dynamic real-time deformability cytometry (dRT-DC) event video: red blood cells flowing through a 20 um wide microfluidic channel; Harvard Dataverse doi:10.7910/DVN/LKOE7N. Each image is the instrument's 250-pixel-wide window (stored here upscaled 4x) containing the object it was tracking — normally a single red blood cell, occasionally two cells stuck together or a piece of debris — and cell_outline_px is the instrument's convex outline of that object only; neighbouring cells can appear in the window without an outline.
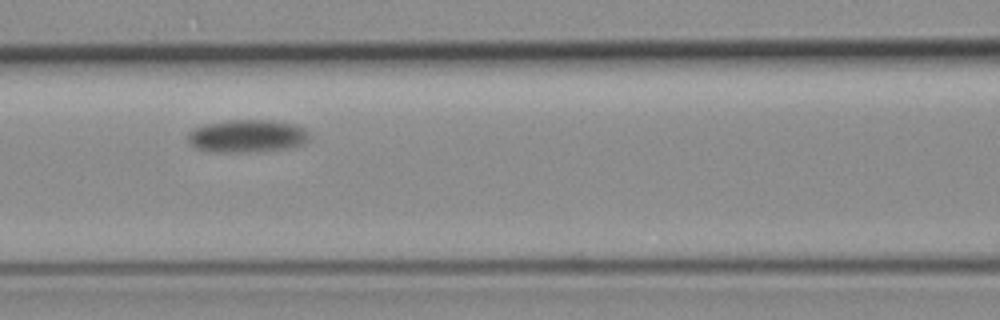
{"species": "common noctule bat (a hibernating species)", "species_latin": "Nyctalus noctula", "temperature_condition": "room temperature", "stored_images_in_passage": 10, "camera_frame_rate_fps": 3000, "um_per_image_px": 0.085, "animal": {"sex": "female", "body_mass_g": 19.3, "forearm_length_mm": 54.1}, "frame": {"image": 1, "passage_image": 4, "time_ms": 3.333, "image_size_px": [1000, 320], "cell_outline_px": [[308, 140], [300, 144], [284, 148], [256, 152], [208, 152], [192, 148], [188, 144], [188, 132], [192, 128], [204, 124], [228, 120], [272, 120], [296, 124], [304, 128], [308, 132]], "centroid_in_image_um": [20.91, 11.56], "position_along_channel_um": 145.7, "area_um2": 23.52}}
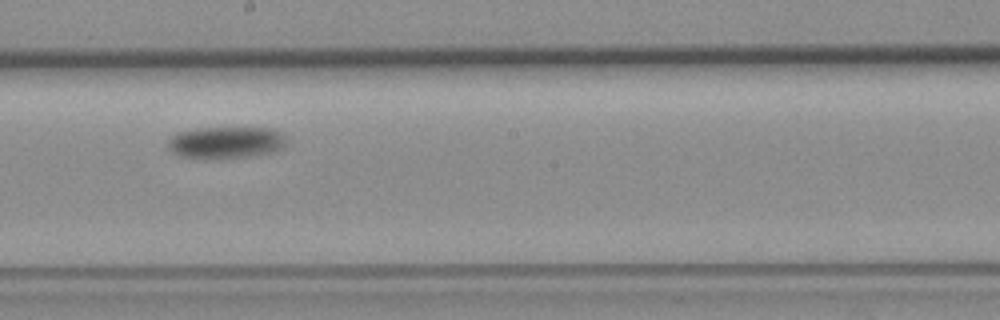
{"frame": {"image": 2, "passage_image": 6, "time_ms": 5.667, "image_size_px": [1000, 320], "cell_outline_px": [[288, 140], [284, 148], [276, 152], [252, 156], [224, 160], [204, 160], [180, 156], [172, 152], [168, 144], [168, 140], [176, 132], [200, 128], [272, 128], [280, 132]], "centroid_in_image_um": [19.23, 12.15], "position_along_channel_um": 229.0, "area_um2": 22.83}}
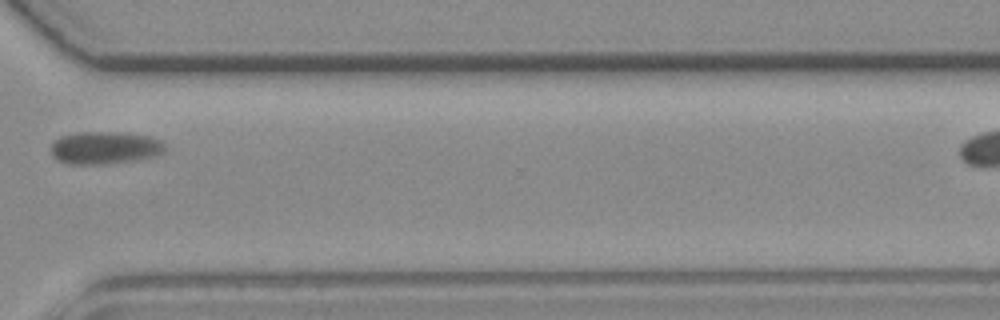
{"frame": {"image": 3, "passage_image": 9, "time_ms": 9.333, "image_size_px": [1000, 320], "cell_outline_px": [[164, 152], [160, 156], [112, 164], [68, 164], [52, 156], [52, 140], [60, 136], [76, 132], [120, 132], [148, 136], [160, 140], [164, 144]], "centroid_in_image_um": [8.92, 12.56], "position_along_channel_um": 361.7, "area_um2": 21.96}}